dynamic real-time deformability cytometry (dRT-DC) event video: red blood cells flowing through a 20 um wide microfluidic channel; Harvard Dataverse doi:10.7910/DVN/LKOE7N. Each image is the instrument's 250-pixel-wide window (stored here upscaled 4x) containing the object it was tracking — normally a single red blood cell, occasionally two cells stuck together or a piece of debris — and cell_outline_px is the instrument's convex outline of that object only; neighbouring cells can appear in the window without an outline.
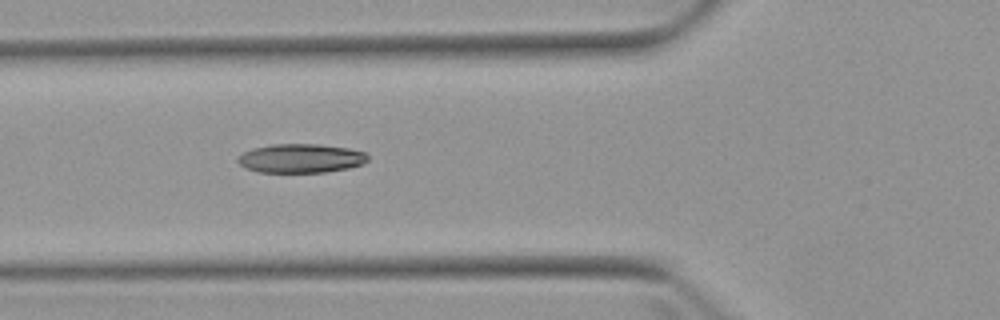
{"species": "Egyptian fruit bat (a non-hibernating species)", "species_latin": "Rousettus aegyptiacus", "temperature_condition": "warm", "stored_images_in_passage": 5, "camera_frame_rate_fps": 3000, "um_per_image_px": 0.085, "animal": {"sex": "female"}, "frame": {"image": 1, "passage_image": 5, "time_ms": 5.667, "image_size_px": [1000, 320], "cell_outline_px": [[368, 160], [364, 164], [348, 168], [324, 172], [260, 172], [244, 168], [236, 160], [244, 152], [252, 148], [272, 144], [320, 144], [348, 148], [364, 152], [368, 156]], "centroid_in_image_um": [25.57, 13.45], "position_along_channel_um": 100.2, "area_um2": 21.96}}